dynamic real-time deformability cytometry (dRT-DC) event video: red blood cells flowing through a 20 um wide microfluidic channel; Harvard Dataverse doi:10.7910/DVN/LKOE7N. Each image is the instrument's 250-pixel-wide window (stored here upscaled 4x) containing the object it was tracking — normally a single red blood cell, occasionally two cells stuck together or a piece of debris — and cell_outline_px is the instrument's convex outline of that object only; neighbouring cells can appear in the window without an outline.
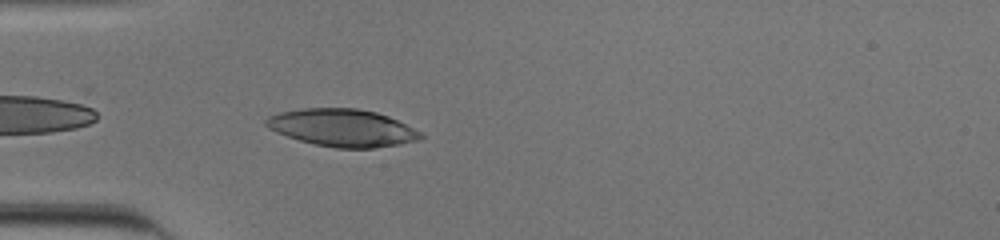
{"species": "human", "species_latin": "Homo sapiens", "temperature_condition": "cold", "stored_images_in_passage": 36, "camera_frame_rate_fps": 3000, "um_per_image_px": 0.085, "donor": {"sex": "male"}, "frame": {"image": 1, "passage_image": 2, "time_ms": 0.333, "image_size_px": [1000, 240], "cell_outline_px": [[424, 136], [420, 140], [400, 144], [372, 148], [336, 148], [316, 144], [300, 140], [276, 132], [268, 128], [264, 124], [264, 120], [268, 116], [280, 112], [304, 108], [356, 108], [376, 112], [388, 116], [420, 132]], "centroid_in_image_um": [29.08, 10.86], "position_along_channel_um": 55.9, "area_um2": 33.52}}
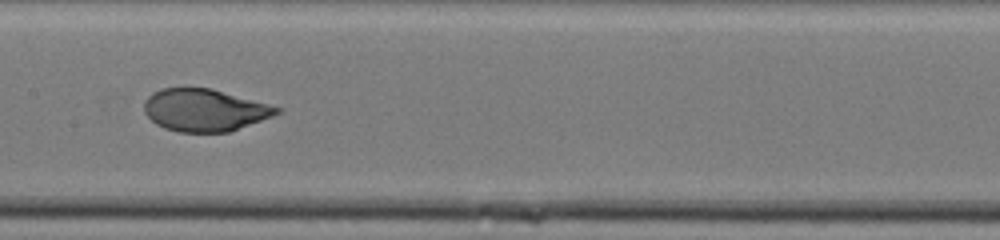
{"frame": {"image": 2, "passage_image": 13, "time_ms": 4.0, "image_size_px": [1000, 240], "cell_outline_px": [[284, 112], [228, 132], [180, 132], [164, 128], [156, 124], [144, 112], [144, 100], [152, 92], [160, 88], [212, 88], [284, 108]], "centroid_in_image_um": [17.41, 9.35], "position_along_channel_um": 190.0, "area_um2": 32.89}}
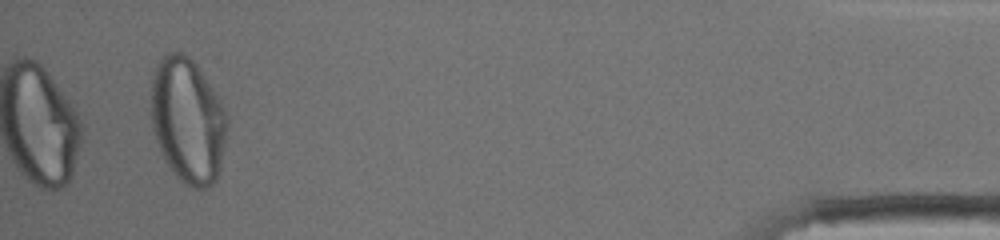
{"frame": {"image": 3, "passage_image": 36, "time_ms": 11.667, "image_size_px": [1000, 240], "cell_outline_px": [[228, 124], [220, 168], [216, 180], [208, 188], [196, 188], [180, 180], [176, 176], [164, 160], [160, 152], [152, 128], [152, 76], [160, 60], [168, 52], [180, 52], [188, 56], [200, 64], [220, 100], [228, 116]], "centroid_in_image_um": [15.98, 10.21], "position_along_channel_um": 419.2, "area_um2": 55.89}, "authors_computed_cell_mechanics": {"area_um2": 34.0731, "velocity_mm_per_s": 3.8948, "shape_relaxation_time_tau1_ms": 6.1537, "shape_relaxation_time_tau2_ms": null, "deformation_change_tau1": 0.2589, "deformation_change_tau2": null}}